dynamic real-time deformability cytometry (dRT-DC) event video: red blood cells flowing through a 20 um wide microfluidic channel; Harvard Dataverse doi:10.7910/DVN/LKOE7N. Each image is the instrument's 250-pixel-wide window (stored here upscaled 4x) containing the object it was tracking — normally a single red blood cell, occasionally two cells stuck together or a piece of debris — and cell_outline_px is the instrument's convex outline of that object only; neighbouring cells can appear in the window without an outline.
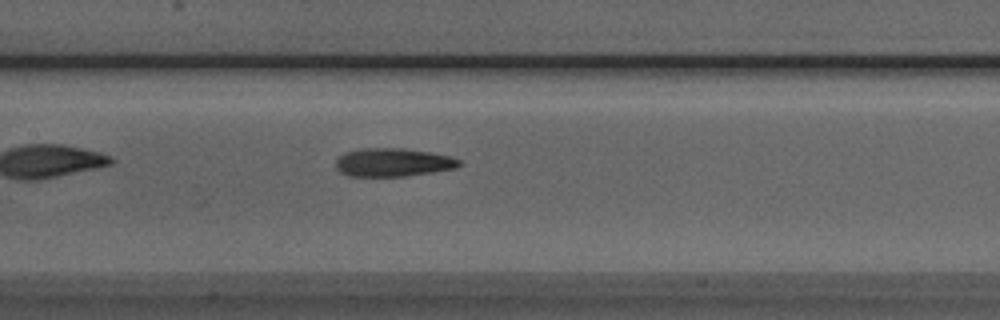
{"species": "Egyptian fruit bat (a non-hibernating species)", "species_latin": "Rousettus aegyptiacus", "temperature_condition": "room temperature", "stored_images_in_passage": 37, "camera_frame_rate_fps": 3000, "um_per_image_px": 0.085, "animal": {"sex": "male"}, "frame": {"image": 1, "passage_image": 10, "time_ms": 3.0, "image_size_px": [1000, 320], "cell_outline_px": [[464, 164], [456, 168], [408, 176], [348, 176], [340, 172], [336, 168], [336, 160], [344, 152], [360, 148], [404, 148], [452, 156], [460, 160]], "centroid_in_image_um": [33.42, 13.8], "position_along_channel_um": 174.0, "area_um2": 20.58}}
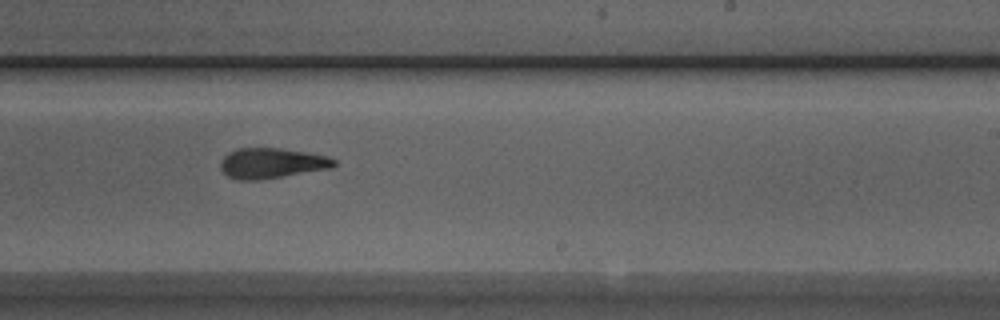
{"frame": {"image": 2, "passage_image": 17, "time_ms": 5.333, "image_size_px": [1000, 320], "cell_outline_px": [[336, 164], [328, 168], [260, 180], [240, 180], [228, 176], [220, 168], [220, 160], [228, 152], [236, 148], [280, 148], [328, 156], [336, 160]], "centroid_in_image_um": [23.04, 13.86], "position_along_channel_um": 266.0, "area_um2": 19.88}}
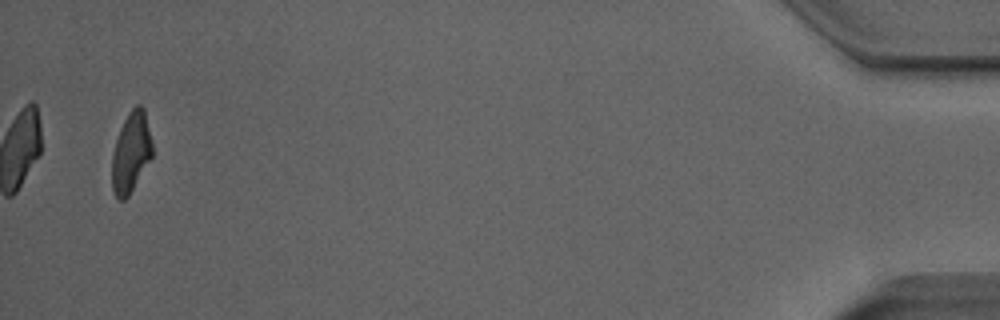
{"frame": {"image": 3, "passage_image": 36, "time_ms": 11.667, "image_size_px": [1000, 320], "cell_outline_px": [[152, 156], [128, 196], [124, 200], [120, 200], [116, 196], [112, 188], [112, 156], [116, 140], [120, 128], [128, 112], [136, 104], [140, 104], [144, 108], [152, 140]], "centroid_in_image_um": [11.14, 12.91], "position_along_channel_um": 424.1, "area_um2": 18.73}, "authors_computed_cell_mechanics": {"area_um2": 20.2878, "velocity_mm_per_s": 3.9559, "shape_relaxation_time_tau1_ms": 6.6087, "shape_relaxation_time_tau2_ms": 3.0867, "deformation_change_tau1": 0.2337, "deformation_change_tau2": 0.1336}}